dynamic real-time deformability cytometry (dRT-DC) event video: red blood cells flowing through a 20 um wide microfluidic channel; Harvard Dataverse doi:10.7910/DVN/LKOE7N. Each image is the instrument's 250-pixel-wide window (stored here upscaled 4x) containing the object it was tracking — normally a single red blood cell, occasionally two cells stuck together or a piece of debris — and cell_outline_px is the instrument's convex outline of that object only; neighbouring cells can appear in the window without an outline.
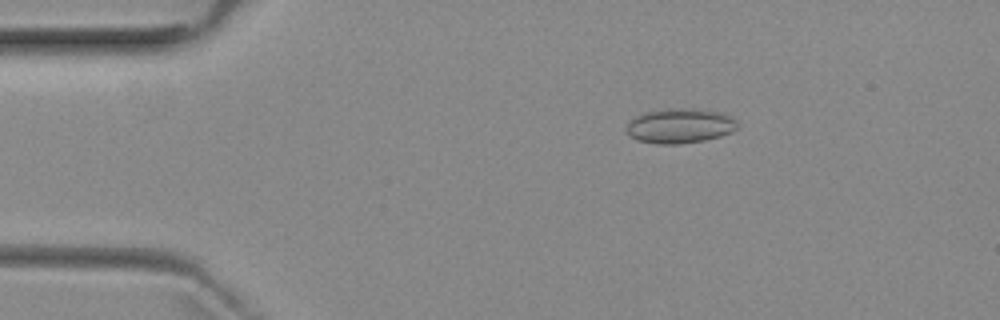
{"species": "common noctule bat (a hibernating species)", "species_latin": "Nyctalus noctula", "temperature_condition": "room temperature", "stored_images_in_passage": 6, "camera_frame_rate_fps": 3000, "um_per_image_px": 0.085, "animal": {"sex": "female", "body_mass_g": 29.2, "forearm_length_mm": 56.3}, "frame": {"image": 1, "passage_image": 3, "time_ms": 2.333, "image_size_px": [1000, 320], "cell_outline_px": [[736, 128], [732, 132], [720, 136], [704, 140], [676, 144], [656, 144], [636, 140], [628, 136], [628, 120], [644, 112], [668, 108], [692, 108], [720, 112], [732, 116], [736, 120]], "centroid_in_image_um": [57.77, 10.69], "position_along_channel_um": 27.2, "area_um2": 22.6}}
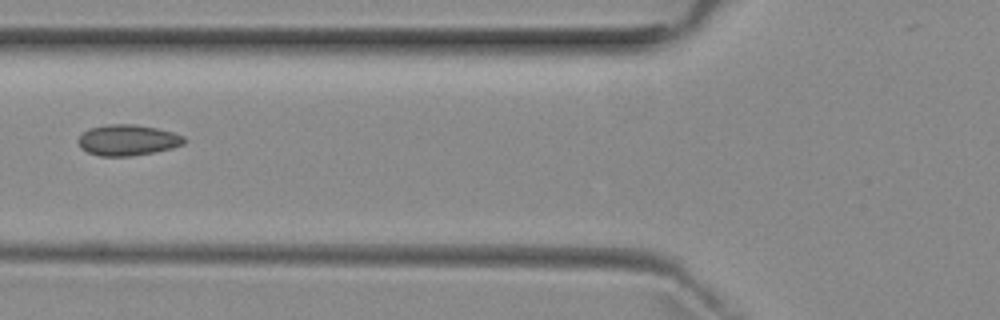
{"frame": {"image": 2, "passage_image": 6, "time_ms": 6.0, "image_size_px": [1000, 320], "cell_outline_px": [[188, 140], [184, 144], [172, 148], [132, 156], [100, 156], [88, 152], [80, 148], [76, 140], [88, 128], [108, 124], [136, 124], [156, 128], [172, 132], [184, 136]], "centroid_in_image_um": [10.84, 11.9], "position_along_channel_um": 115.0, "area_um2": 19.19}}